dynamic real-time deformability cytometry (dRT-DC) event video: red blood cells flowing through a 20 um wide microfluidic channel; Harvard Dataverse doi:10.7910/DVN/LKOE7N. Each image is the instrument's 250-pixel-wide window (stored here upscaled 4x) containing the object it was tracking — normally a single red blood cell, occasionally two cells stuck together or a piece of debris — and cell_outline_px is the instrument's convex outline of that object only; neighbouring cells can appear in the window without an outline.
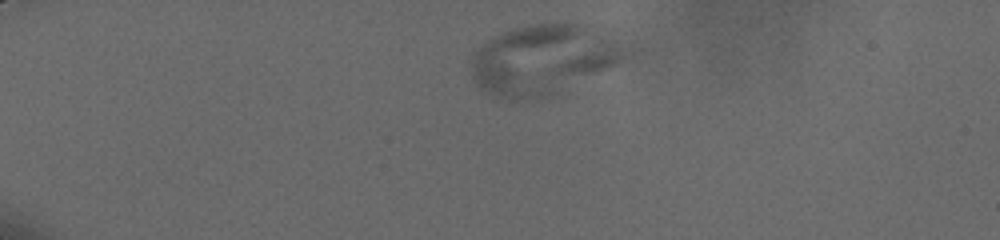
{"species": "human", "species_latin": "Homo sapiens", "temperature_condition": "cold", "stored_images_in_passage": 6, "segment_of_instrument_passage": [2, 2], "camera_frame_rate_fps": 3000, "um_per_image_px": 0.085, "donor": {"sex": "male"}, "frame": {"image": 1, "passage_image": 6, "time_ms": 1.667, "image_size_px": [1000, 240], "cell_outline_px": [[640, 48], [620, 64], [552, 92], [536, 96], [536, 92], [544, 76], [556, 64], [600, 36], [612, 36], [636, 40]], "centroid_in_image_um": [49.99, 5.3], "position_along_channel_um": 35.0, "area_um2": 19.48}}